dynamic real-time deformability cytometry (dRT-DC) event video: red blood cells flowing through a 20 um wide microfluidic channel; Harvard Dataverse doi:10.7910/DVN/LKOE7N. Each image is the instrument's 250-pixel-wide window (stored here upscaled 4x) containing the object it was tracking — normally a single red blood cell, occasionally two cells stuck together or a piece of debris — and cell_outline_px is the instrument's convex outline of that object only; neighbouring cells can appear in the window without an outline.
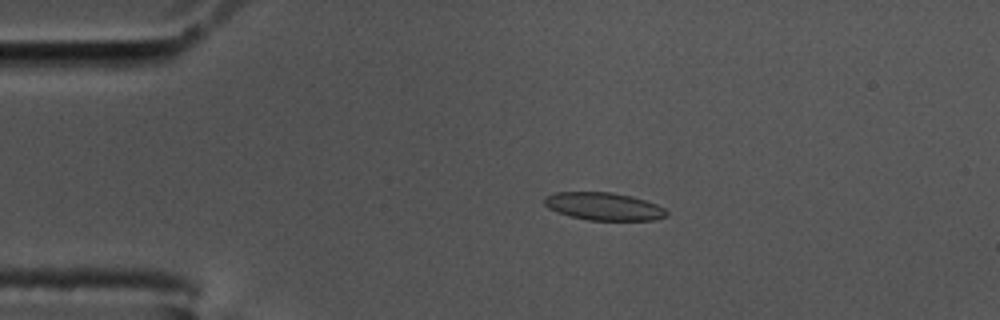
{"species": "common noctule bat (a hibernating species)", "species_latin": "Nyctalus noctula", "temperature_condition": "cold", "stored_images_in_passage": 59, "segment_of_instrument_passage": [1, 2], "camera_frame_rate_fps": 3000, "um_per_image_px": 0.085, "animal": {"sex": "male", "body_mass_g": 17.5, "forearm_length_mm": 52.3}, "frame": {"image": 1, "passage_image": 12, "time_ms": 3.667, "image_size_px": [1000, 320], "cell_outline_px": [[668, 216], [656, 220], [588, 220], [556, 212], [548, 208], [544, 204], [544, 196], [556, 192], [612, 192], [632, 196], [656, 204], [664, 208], [668, 212]], "centroid_in_image_um": [51.32, 17.54], "position_along_channel_um": 33.7, "area_um2": 19.83}}
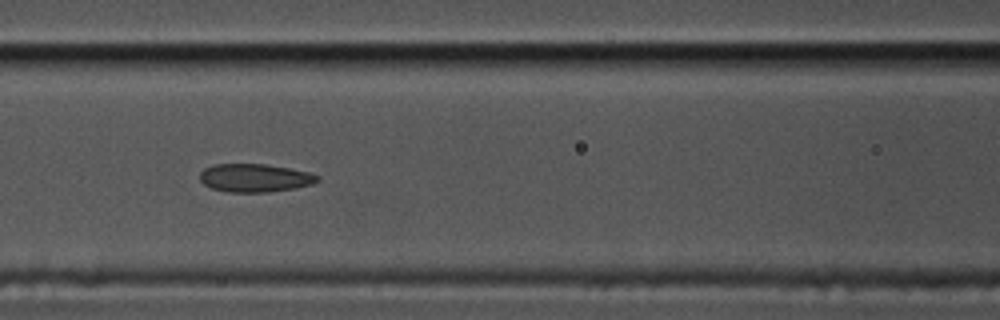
{"frame": {"image": 2, "passage_image": 25, "time_ms": 8.0, "image_size_px": [1000, 320], "cell_outline_px": [[320, 180], [312, 184], [296, 188], [268, 192], [228, 192], [212, 188], [204, 184], [200, 180], [200, 172], [204, 168], [212, 164], [264, 164], [288, 168], [308, 172], [320, 176]], "centroid_in_image_um": [21.66, 15.12], "position_along_channel_um": 144.9, "area_um2": 19.36}}
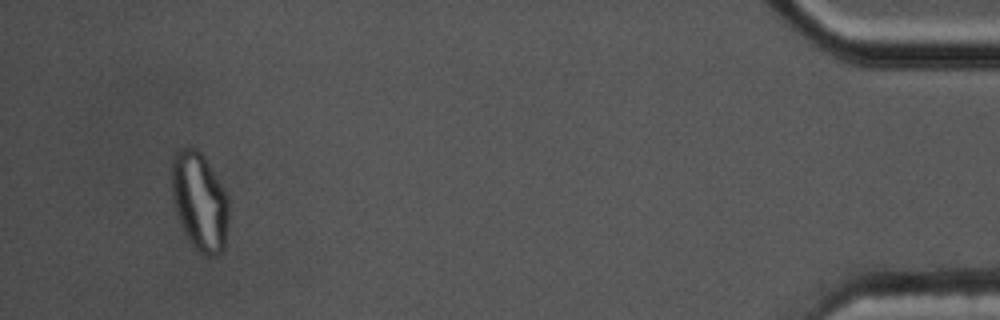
{"frame": {"image": 3, "passage_image": 55, "time_ms": 18.0, "image_size_px": [1000, 320], "cell_outline_px": [[228, 228], [224, 248], [216, 256], [204, 256], [188, 240], [184, 232], [176, 212], [172, 192], [172, 160], [176, 152], [180, 148], [188, 144], [196, 148], [200, 152], [228, 196]], "centroid_in_image_um": [16.97, 17.13], "position_along_channel_um": 418.2, "area_um2": 32.54}}